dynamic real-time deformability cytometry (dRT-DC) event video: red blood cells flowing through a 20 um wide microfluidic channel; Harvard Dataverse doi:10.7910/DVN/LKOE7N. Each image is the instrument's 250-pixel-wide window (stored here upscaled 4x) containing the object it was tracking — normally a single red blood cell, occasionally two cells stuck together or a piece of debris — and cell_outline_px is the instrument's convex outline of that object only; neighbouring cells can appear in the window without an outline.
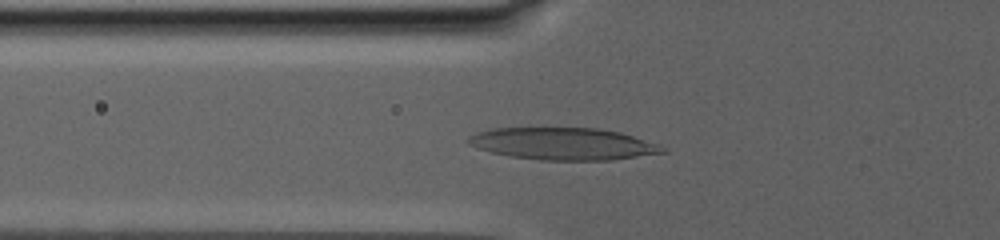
{"species": "human", "species_latin": "Homo sapiens", "temperature_condition": "warm", "stored_images_in_passage": 87, "camera_frame_rate_fps": 3000, "um_per_image_px": 0.085, "donor": {"sex": "male"}, "frame": {"image": 1, "passage_image": 36, "time_ms": 11.667, "image_size_px": [1000, 240], "cell_outline_px": [[668, 152], [608, 160], [540, 160], [512, 156], [492, 152], [476, 148], [468, 144], [464, 140], [468, 136], [476, 132], [488, 128], [596, 128], [620, 132], [660, 144]], "centroid_in_image_um": [47.82, 12.21], "position_along_channel_um": 78.0, "area_um2": 36.47}}
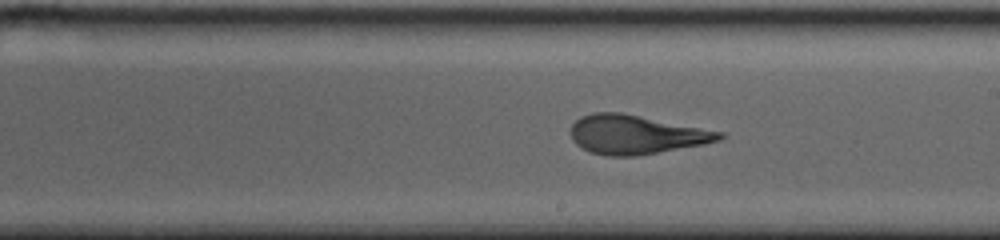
{"frame": {"image": 2, "passage_image": 55, "time_ms": 18.0, "image_size_px": [1000, 240], "cell_outline_px": [[724, 136], [720, 140], [704, 144], [636, 156], [608, 156], [588, 152], [576, 144], [572, 140], [568, 132], [572, 124], [580, 116], [596, 112], [620, 112], [724, 132]], "centroid_in_image_um": [54.0, 11.44], "position_along_channel_um": 235.0, "area_um2": 33.87}}
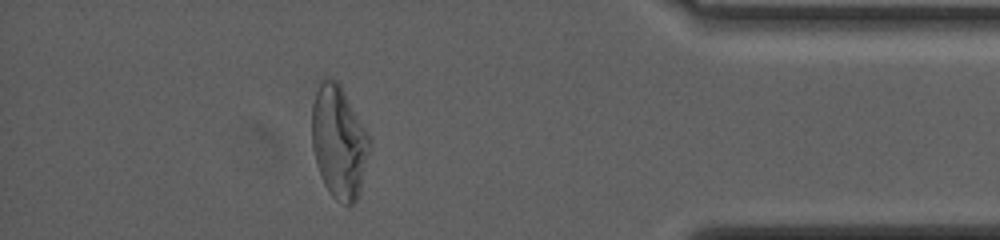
{"frame": {"image": 3, "passage_image": 79, "time_ms": 26.0, "image_size_px": [1000, 240], "cell_outline_px": [[372, 144], [360, 188], [356, 200], [352, 204], [344, 204], [336, 200], [328, 192], [324, 184], [316, 164], [312, 148], [312, 104], [316, 80], [324, 76], [336, 80], [340, 84], [372, 136]], "centroid_in_image_um": [28.8, 11.98], "position_along_channel_um": 406.4, "area_um2": 38.9}, "authors_computed_cell_mechanics": {"area_um2": 37.4544, "velocity_mm_per_s": 2.5018, "shape_relaxation_time_tau1_ms": null, "shape_relaxation_time_tau2_ms": 1.8086, "deformation_change_tau1": null, "deformation_change_tau2": 0.1045}}